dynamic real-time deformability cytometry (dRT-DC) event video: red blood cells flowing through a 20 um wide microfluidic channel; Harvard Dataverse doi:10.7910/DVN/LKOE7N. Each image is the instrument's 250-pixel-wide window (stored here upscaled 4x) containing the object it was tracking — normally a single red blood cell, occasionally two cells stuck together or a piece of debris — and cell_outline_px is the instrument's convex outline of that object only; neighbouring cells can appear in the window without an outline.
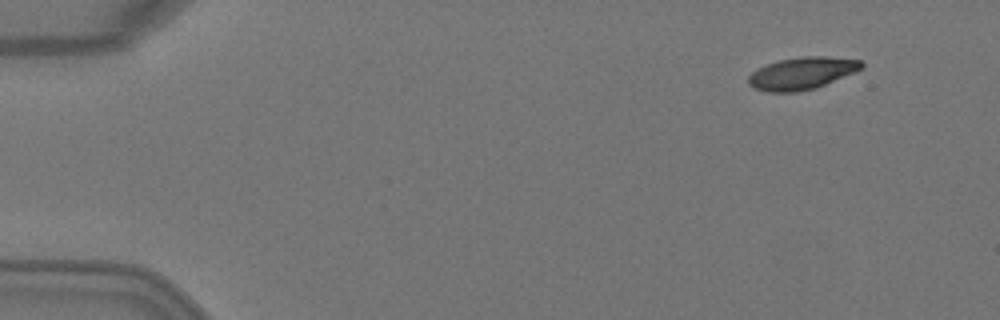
{"species": "Egyptian fruit bat (a non-hibernating species)", "species_latin": "Rousettus aegyptiacus", "temperature_condition": "warm", "stored_images_in_passage": 4, "camera_frame_rate_fps": 3000, "um_per_image_px": 0.085, "animal": {"sex": "female"}, "frame": {"image": 1, "passage_image": 2, "time_ms": 0.333, "image_size_px": [1000, 320], "cell_outline_px": [[864, 68], [816, 88], [796, 92], [768, 92], [756, 88], [748, 84], [748, 76], [752, 72], [768, 64], [780, 60], [800, 56], [824, 56], [860, 60], [864, 64]], "centroid_in_image_um": [68.18, 6.23], "position_along_channel_um": 16.8, "area_um2": 21.1}}